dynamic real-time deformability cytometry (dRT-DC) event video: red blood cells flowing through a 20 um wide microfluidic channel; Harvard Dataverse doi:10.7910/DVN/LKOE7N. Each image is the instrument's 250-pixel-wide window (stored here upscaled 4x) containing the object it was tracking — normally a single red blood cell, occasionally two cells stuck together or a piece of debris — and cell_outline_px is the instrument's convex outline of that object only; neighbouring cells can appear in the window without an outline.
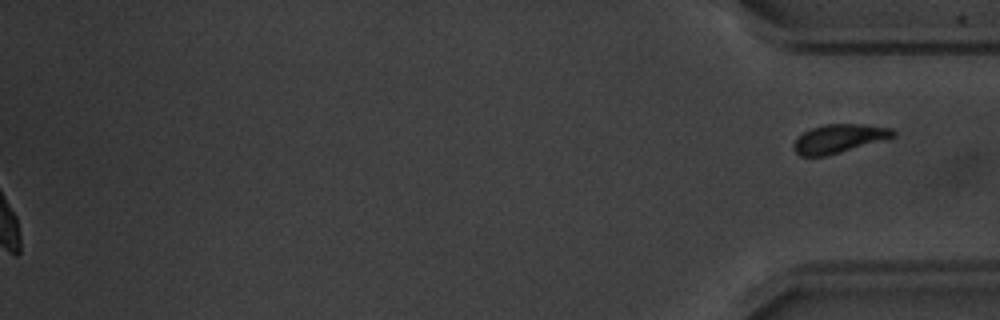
{"species": "common noctule bat (a hibernating species)", "species_latin": "Nyctalus noctula", "temperature_condition": "warm", "stored_images_in_passage": 57, "segment_of_instrument_passage": [2, 2], "camera_frame_rate_fps": 3000, "um_per_image_px": 0.085, "animal": {"sex": "male", "body_mass_g": 20.1, "forearm_length_mm": 53.5}, "frame": {"image": 1, "passage_image": 57, "time_ms": 18.667, "image_size_px": [1000, 320], "cell_outline_px": [[896, 136], [824, 156], [800, 156], [792, 148], [792, 144], [804, 132], [812, 128], [824, 124], [864, 124], [892, 128], [896, 132]], "centroid_in_image_um": [71.3, 11.76], "position_along_channel_um": 363.9, "area_um2": 16.3}}